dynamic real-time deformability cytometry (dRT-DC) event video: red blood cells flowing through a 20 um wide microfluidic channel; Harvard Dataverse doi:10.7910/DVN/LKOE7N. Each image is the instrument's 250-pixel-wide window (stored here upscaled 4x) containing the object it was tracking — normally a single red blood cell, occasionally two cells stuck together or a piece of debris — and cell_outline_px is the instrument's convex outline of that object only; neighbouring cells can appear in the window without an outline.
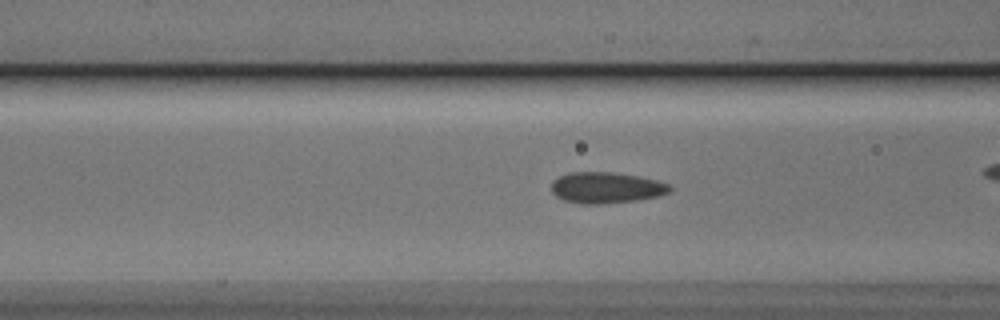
{"species": "Egyptian fruit bat (a non-hibernating species)", "species_latin": "Rousettus aegyptiacus", "temperature_condition": "cold", "stored_images_in_passage": 45, "camera_frame_rate_fps": 3000, "um_per_image_px": 0.085, "animal": {"sex": "male"}, "frame": {"image": 1, "passage_image": 20, "time_ms": 6.333, "image_size_px": [1000, 320], "cell_outline_px": [[672, 188], [668, 192], [660, 196], [636, 200], [600, 204], [580, 204], [564, 200], [556, 196], [552, 192], [552, 180], [568, 172], [612, 172], [636, 176], [656, 180], [668, 184]], "centroid_in_image_um": [51.5, 15.95], "position_along_channel_um": 115.1, "area_um2": 21.39}}
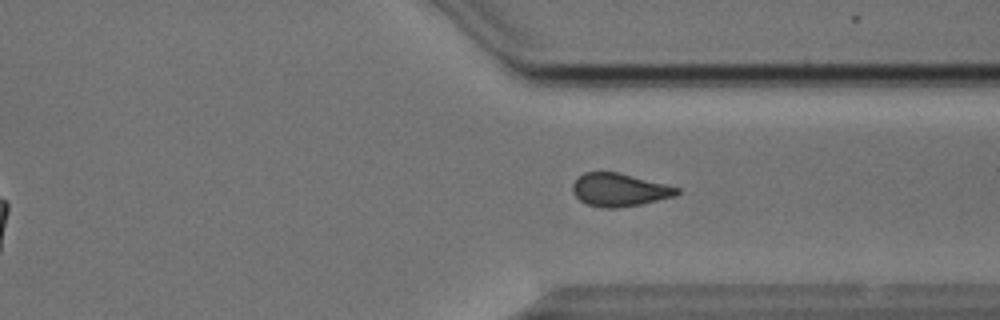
{"frame": {"image": 2, "passage_image": 39, "time_ms": 12.667, "image_size_px": [1000, 320], "cell_outline_px": [[680, 192], [676, 196], [640, 204], [616, 208], [600, 208], [588, 204], [580, 200], [572, 192], [572, 184], [584, 172], [616, 172], [680, 188]], "centroid_in_image_um": [52.63, 16.15], "position_along_channel_um": 358.8, "area_um2": 19.83}, "authors_computed_cell_mechanics": {"area_um2": 21.0392, "velocity_mm_per_s": 3.8464, "shape_relaxation_time_tau1_ms": 4.1857, "shape_relaxation_time_tau2_ms": 1.8455, "deformation_change_tau1": 0.0923, "deformation_change_tau2": 0.0817}}